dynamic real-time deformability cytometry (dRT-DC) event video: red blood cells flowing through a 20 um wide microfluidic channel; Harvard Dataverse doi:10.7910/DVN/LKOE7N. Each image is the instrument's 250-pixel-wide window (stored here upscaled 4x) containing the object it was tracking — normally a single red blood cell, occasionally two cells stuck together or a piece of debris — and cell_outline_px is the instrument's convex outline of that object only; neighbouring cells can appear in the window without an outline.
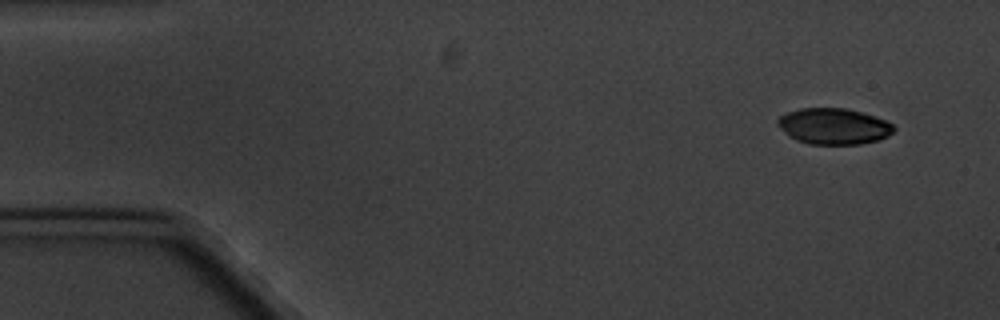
{"species": "common noctule bat (a hibernating species)", "species_latin": "Nyctalus noctula", "temperature_condition": "cold", "stored_images_in_passage": 5, "camera_frame_rate_fps": 3000, "um_per_image_px": 0.085, "animal": {"sex": "male", "body_mass_g": 20.1, "forearm_length_mm": 53.5}, "frame": {"image": 1, "passage_image": 1, "time_ms": 0.0, "image_size_px": [1000, 320], "cell_outline_px": [[896, 128], [888, 136], [880, 140], [860, 144], [808, 144], [796, 140], [788, 136], [776, 124], [776, 120], [780, 116], [788, 112], [800, 108], [844, 108], [860, 112], [884, 120], [892, 124]], "centroid_in_image_um": [70.83, 10.74], "position_along_channel_um": 14.2, "area_um2": 24.39}}